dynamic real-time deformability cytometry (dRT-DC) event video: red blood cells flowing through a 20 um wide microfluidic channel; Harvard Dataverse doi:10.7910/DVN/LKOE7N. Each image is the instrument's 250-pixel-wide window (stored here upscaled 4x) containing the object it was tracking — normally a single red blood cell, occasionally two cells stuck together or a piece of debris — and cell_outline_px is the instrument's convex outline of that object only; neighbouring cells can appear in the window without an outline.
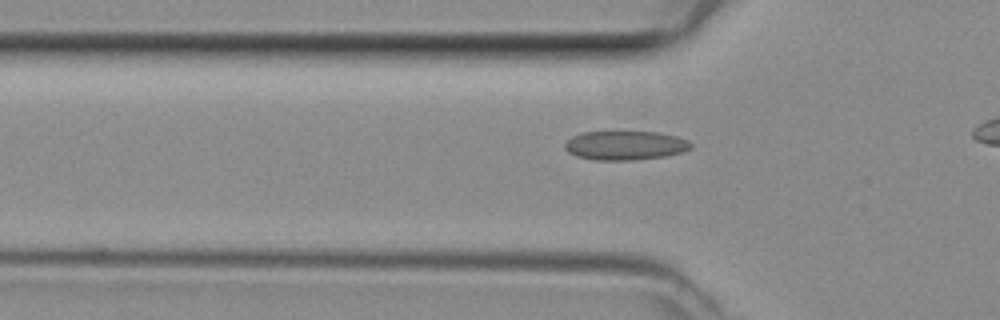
{"species": "common noctule bat (a hibernating species)", "species_latin": "Nyctalus noctula", "temperature_condition": "room temperature", "stored_images_in_passage": 34, "camera_frame_rate_fps": 3000, "um_per_image_px": 0.085, "animal": {"sex": "female", "body_mass_g": 29.2, "forearm_length_mm": 56.3}, "frame": {"image": 1, "passage_image": 9, "time_ms": 2.667, "image_size_px": [1000, 320], "cell_outline_px": [[692, 148], [684, 152], [664, 156], [632, 160], [596, 160], [576, 156], [568, 152], [564, 148], [564, 144], [572, 136], [580, 132], [656, 132], [676, 136], [688, 140], [692, 144]], "centroid_in_image_um": [53.14, 12.36], "position_along_channel_um": 72.7, "area_um2": 21.39}}
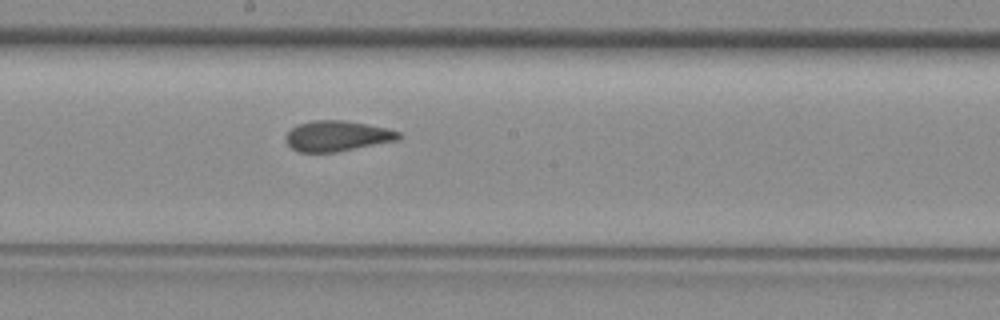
{"frame": {"image": 2, "passage_image": 19, "time_ms": 6.0, "image_size_px": [1000, 320], "cell_outline_px": [[404, 136], [400, 140], [336, 152], [300, 152], [292, 148], [288, 144], [284, 136], [296, 124], [312, 120], [344, 120], [388, 128], [400, 132]], "centroid_in_image_um": [28.69, 11.55], "position_along_channel_um": 219.5, "area_um2": 20.29}}
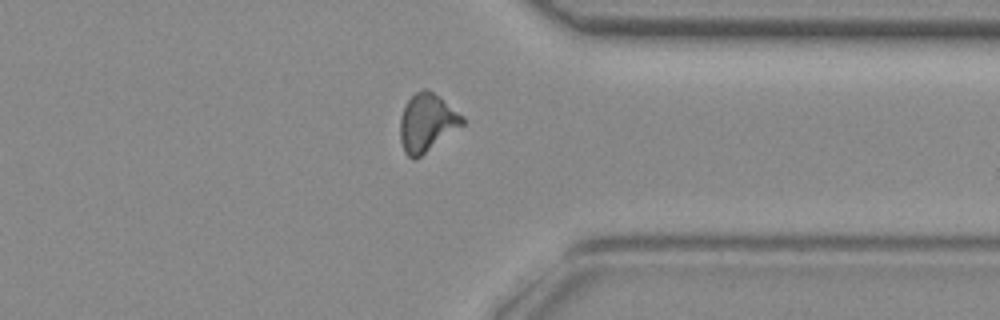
{"frame": {"image": 3, "passage_image": 30, "time_ms": 9.667, "image_size_px": [1000, 320], "cell_outline_px": [[464, 124], [416, 160], [408, 156], [404, 152], [400, 140], [400, 116], [408, 100], [416, 92], [424, 88], [428, 88], [440, 96], [464, 116]], "centroid_in_image_um": [36.29, 10.42], "position_along_channel_um": 375.1, "area_um2": 21.15}}